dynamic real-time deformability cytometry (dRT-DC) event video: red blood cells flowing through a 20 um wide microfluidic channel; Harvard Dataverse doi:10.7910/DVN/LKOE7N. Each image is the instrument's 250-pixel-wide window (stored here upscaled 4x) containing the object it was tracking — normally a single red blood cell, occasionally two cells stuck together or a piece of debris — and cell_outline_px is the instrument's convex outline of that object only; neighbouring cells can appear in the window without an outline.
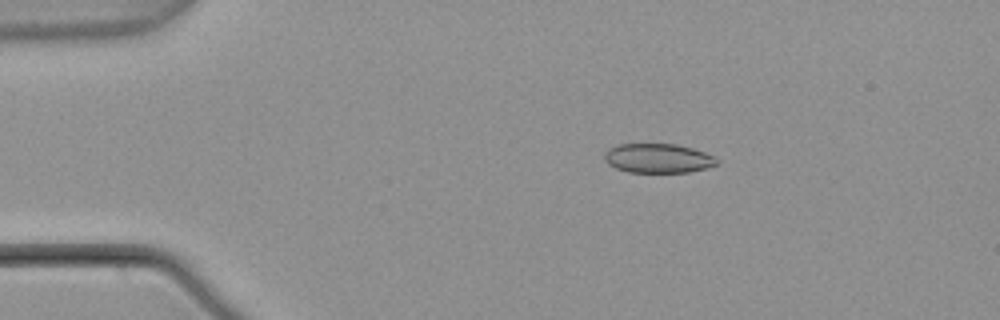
{"species": "common noctule bat (a hibernating species)", "species_latin": "Nyctalus noctula", "temperature_condition": "warm", "stored_images_in_passage": 4, "camera_frame_rate_fps": 3000, "um_per_image_px": 0.085, "animal": {"sex": "male", "body_mass_g": 21.5, "forearm_length_mm": 52.0}, "frame": {"image": 1, "passage_image": 2, "time_ms": 0.333, "image_size_px": [1000, 320], "cell_outline_px": [[720, 164], [688, 172], [628, 172], [616, 168], [608, 164], [604, 160], [604, 152], [620, 144], [676, 144], [692, 148], [704, 152], [720, 160]], "centroid_in_image_um": [55.94, 13.45], "position_along_channel_um": 29.1, "area_um2": 19.13}}
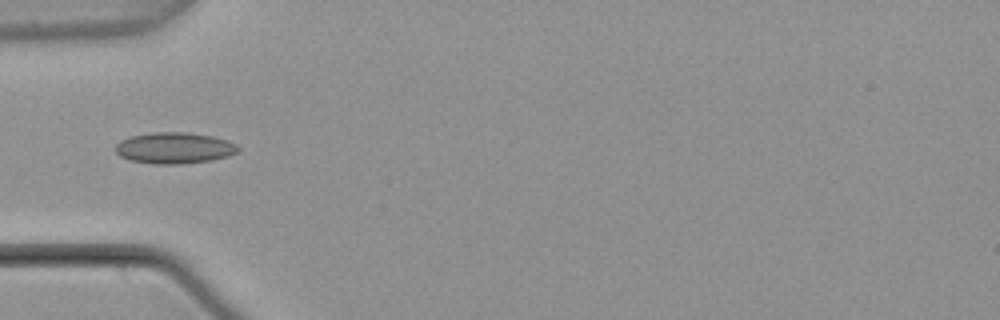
{"frame": {"image": 2, "passage_image": 4, "time_ms": 1.0, "image_size_px": [1000, 320], "cell_outline_px": [[240, 148], [236, 152], [228, 156], [212, 160], [180, 164], [156, 164], [128, 160], [120, 156], [116, 152], [116, 144], [120, 140], [132, 136], [152, 132], [188, 132], [212, 136], [228, 140], [236, 144]], "centroid_in_image_um": [14.82, 12.58], "position_along_channel_um": 70.2, "area_um2": 22.37}}